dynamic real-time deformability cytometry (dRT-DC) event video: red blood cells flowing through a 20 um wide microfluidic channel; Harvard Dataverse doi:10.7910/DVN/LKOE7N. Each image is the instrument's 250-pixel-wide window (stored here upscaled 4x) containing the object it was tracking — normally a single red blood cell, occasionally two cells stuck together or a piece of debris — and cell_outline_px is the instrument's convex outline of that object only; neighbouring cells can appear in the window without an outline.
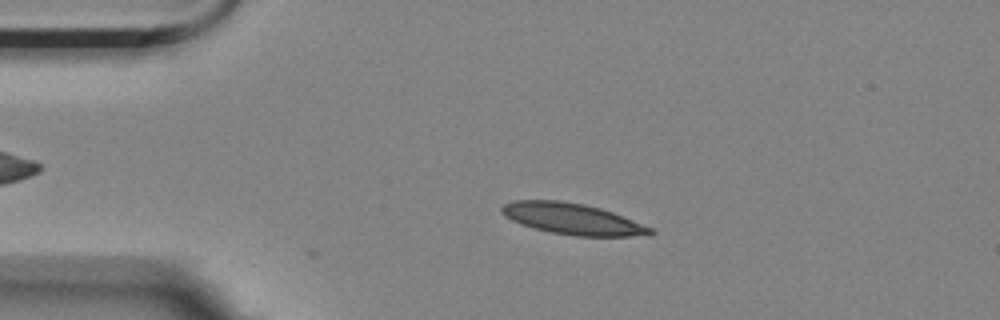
{"species": "Egyptian fruit bat (a non-hibernating species)", "species_latin": "Rousettus aegyptiacus", "temperature_condition": "room temperature", "stored_images_in_passage": 46, "camera_frame_rate_fps": 3000, "um_per_image_px": 0.085, "animal": {"sex": "female"}, "frame": {"image": 1, "passage_image": 1, "time_ms": 0.0, "image_size_px": [1000, 320], "cell_outline_px": [[656, 232], [652, 236], [576, 236], [552, 232], [520, 224], [504, 216], [500, 212], [500, 208], [504, 204], [512, 200], [560, 200], [584, 204], [600, 208], [612, 212], [652, 228]], "centroid_in_image_um": [48.66, 18.6], "position_along_channel_um": 36.3, "area_um2": 26.99}}
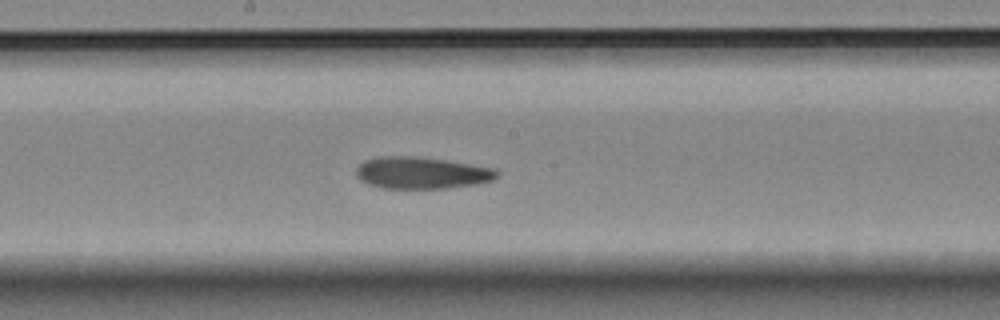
{"frame": {"image": 2, "passage_image": 19, "time_ms": 6.0, "image_size_px": [1000, 320], "cell_outline_px": [[500, 176], [492, 180], [480, 184], [448, 188], [380, 188], [368, 184], [360, 180], [356, 176], [356, 168], [364, 160], [376, 156], [412, 156], [444, 160], [496, 168], [500, 172]], "centroid_in_image_um": [35.85, 14.7], "position_along_channel_um": 212.3, "area_um2": 26.41}}
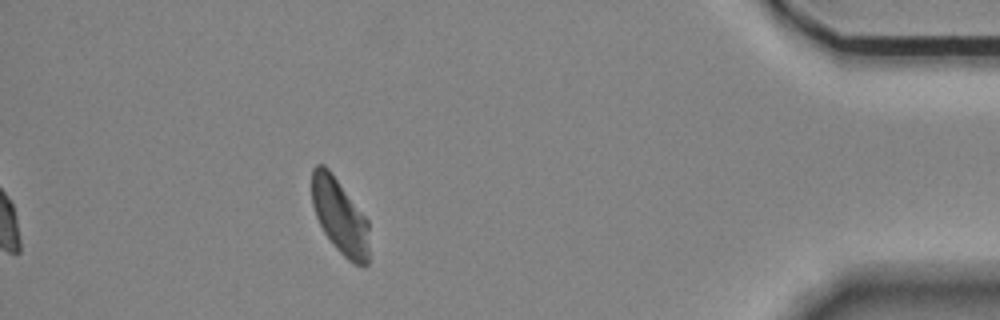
{"frame": {"image": 3, "passage_image": 40, "time_ms": 13.0, "image_size_px": [1000, 320], "cell_outline_px": [[368, 264], [364, 268], [352, 264], [332, 244], [324, 232], [316, 216], [312, 204], [312, 168], [316, 164], [324, 164], [328, 168], [368, 220]], "centroid_in_image_um": [28.89, 18.41], "position_along_channel_um": 406.3, "area_um2": 25.09}, "authors_computed_cell_mechanics": {"area_um2": 26.3568, "velocity_mm_per_s": 3.4734, "shape_relaxation_time_tau1_ms": 5.3461, "shape_relaxation_time_tau2_ms": 4.5654, "deformation_change_tau1": 0.1327, "deformation_change_tau2": 0.1032}}